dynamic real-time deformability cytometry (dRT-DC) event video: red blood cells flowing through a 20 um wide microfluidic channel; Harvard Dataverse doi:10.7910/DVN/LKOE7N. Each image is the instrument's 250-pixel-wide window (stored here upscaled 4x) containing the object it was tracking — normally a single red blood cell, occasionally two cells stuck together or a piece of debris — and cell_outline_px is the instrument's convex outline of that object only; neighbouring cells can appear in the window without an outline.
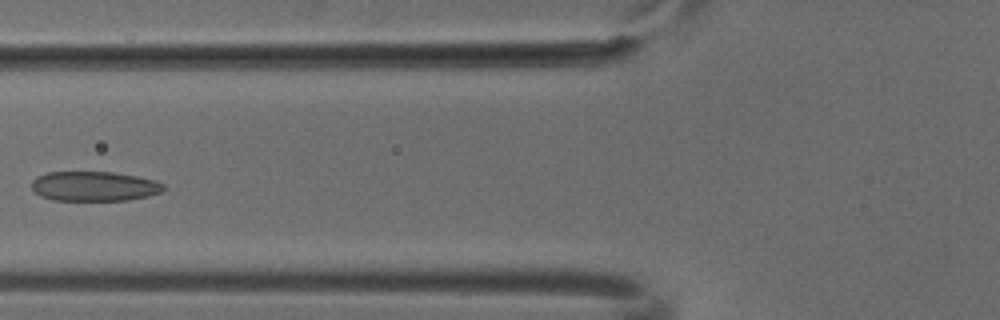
{"species": "common noctule bat (a hibernating species)", "species_latin": "Nyctalus noctula", "temperature_condition": "cold", "stored_images_in_passage": 5, "camera_frame_rate_fps": 3000, "um_per_image_px": 0.085, "animal": {"sex": "male", "body_mass_g": 18.8}, "frame": {"image": 1, "passage_image": 3, "time_ms": 0.667, "image_size_px": [1000, 320], "cell_outline_px": [[164, 188], [160, 192], [148, 196], [128, 200], [52, 200], [40, 196], [32, 188], [32, 180], [36, 176], [48, 172], [112, 172], [136, 176], [156, 180], [164, 184]], "centroid_in_image_um": [8.0, 15.83], "position_along_channel_um": 117.8, "area_um2": 22.83}}
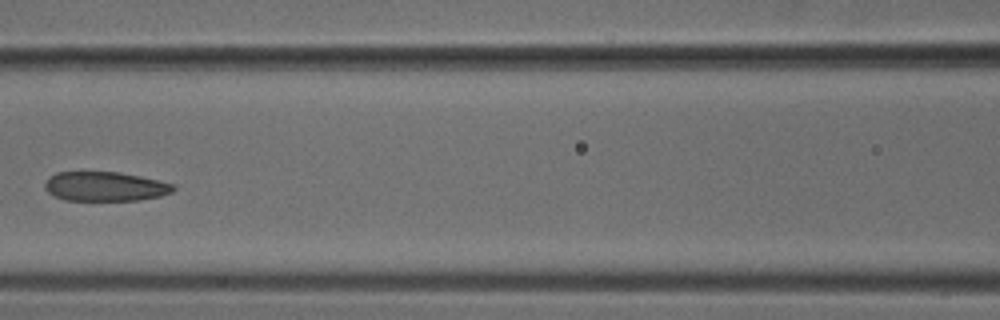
{"frame": {"image": 2, "passage_image": 4, "time_ms": 1.0, "image_size_px": [1000, 320], "cell_outline_px": [[176, 188], [172, 192], [160, 196], [140, 200], [64, 200], [48, 192], [44, 188], [44, 184], [48, 176], [56, 172], [120, 172], [140, 176], [176, 184]], "centroid_in_image_um": [8.94, 15.84], "position_along_channel_um": 157.7, "area_um2": 22.14}}
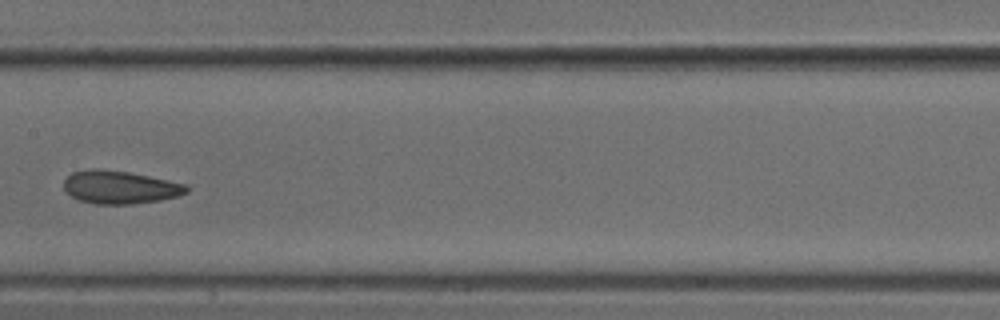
{"frame": {"image": 3, "passage_image": 5, "time_ms": 1.333, "image_size_px": [1000, 320], "cell_outline_px": [[188, 192], [180, 196], [160, 200], [132, 204], [96, 204], [80, 200], [72, 196], [64, 188], [64, 180], [72, 172], [88, 168], [96, 168], [128, 172], [188, 184]], "centroid_in_image_um": [10.21, 15.91], "position_along_channel_um": 197.2, "area_um2": 23.64}}